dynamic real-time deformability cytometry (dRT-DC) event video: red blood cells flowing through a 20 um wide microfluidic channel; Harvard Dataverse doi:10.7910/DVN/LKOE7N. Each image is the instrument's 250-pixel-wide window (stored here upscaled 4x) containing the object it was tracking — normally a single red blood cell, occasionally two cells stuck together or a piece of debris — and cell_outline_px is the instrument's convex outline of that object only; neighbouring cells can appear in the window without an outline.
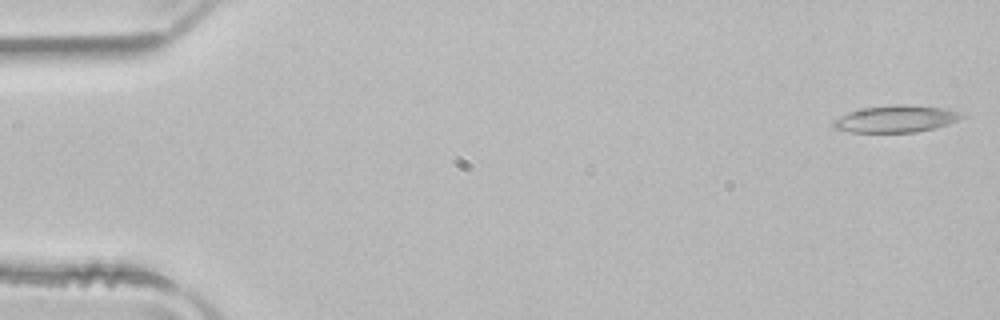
{"species": "common noctule bat (a hibernating species)", "species_latin": "Nyctalus noctula", "temperature_condition": "room temperature", "stored_images_in_passage": 8, "camera_frame_rate_fps": 3000, "um_per_image_px": 0.085, "animal": {"sex": "male", "body_mass_g": 21.5, "forearm_length_mm": 52.0}, "frame": {"image": 1, "passage_image": 1, "time_ms": 0.0, "image_size_px": [1000, 320], "cell_outline_px": [[964, 116], [948, 124], [916, 132], [852, 132], [836, 128], [832, 124], [832, 120], [848, 112], [864, 108], [896, 104], [908, 104], [944, 108], [964, 112]], "centroid_in_image_um": [76.17, 10.09], "position_along_channel_um": 8.8, "area_um2": 20.06}}